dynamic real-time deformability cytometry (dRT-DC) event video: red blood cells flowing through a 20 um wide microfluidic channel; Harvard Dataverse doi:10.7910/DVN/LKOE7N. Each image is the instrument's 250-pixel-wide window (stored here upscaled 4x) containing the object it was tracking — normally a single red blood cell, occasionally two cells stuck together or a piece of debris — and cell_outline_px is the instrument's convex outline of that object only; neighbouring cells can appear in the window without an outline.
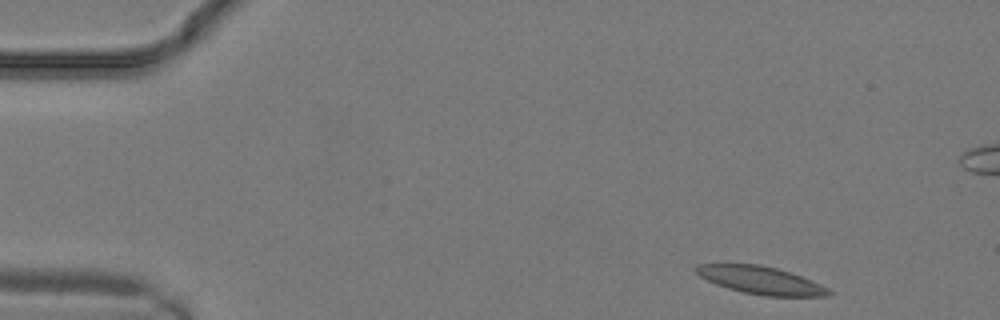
{"species": "common noctule bat (a hibernating species)", "species_latin": "Nyctalus noctula", "temperature_condition": "warm", "stored_images_in_passage": 9, "camera_frame_rate_fps": 3000, "um_per_image_px": 0.085, "animal": {"sex": "male", "body_mass_g": 19.2, "forearm_length_mm": 51.8}, "frame": {"image": 1, "passage_image": 1, "time_ms": 0.0, "image_size_px": [1000, 320], "cell_outline_px": [[832, 296], [764, 296], [744, 292], [728, 288], [716, 284], [700, 276], [692, 268], [696, 264], [760, 264], [776, 268], [812, 280], [828, 288], [832, 292]], "centroid_in_image_um": [64.66, 23.82], "position_along_channel_um": 20.3, "area_um2": 21.33}}
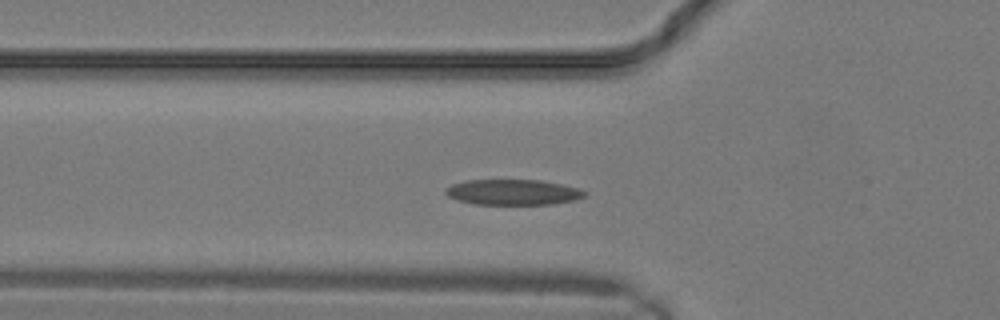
{"frame": {"image": 2, "passage_image": 7, "time_ms": 2.0, "image_size_px": [1000, 320], "cell_outline_px": [[588, 196], [576, 200], [552, 204], [476, 204], [456, 200], [448, 196], [444, 192], [444, 188], [452, 184], [464, 180], [540, 180], [560, 184], [576, 188], [588, 192]], "centroid_in_image_um": [43.59, 16.34], "position_along_channel_um": 82.2, "area_um2": 20.81}}
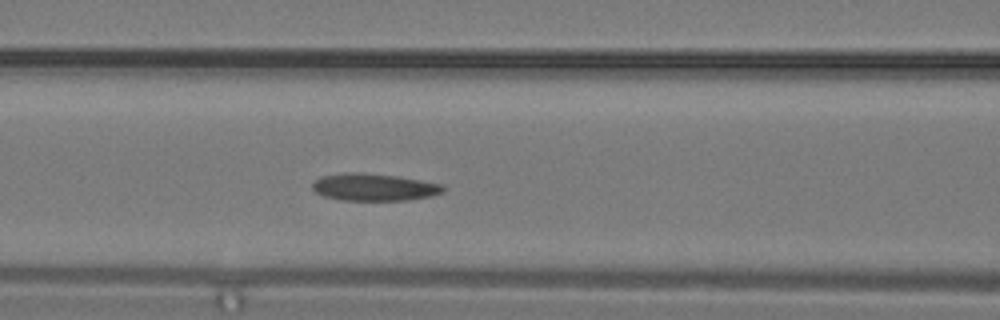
{"frame": {"image": 3, "passage_image": 9, "time_ms": 2.667, "image_size_px": [1000, 320], "cell_outline_px": [[444, 192], [432, 196], [404, 200], [344, 200], [324, 196], [316, 192], [312, 188], [312, 180], [320, 176], [344, 172], [364, 172], [400, 176], [440, 184], [444, 188]], "centroid_in_image_um": [31.75, 15.89], "position_along_channel_um": 134.9, "area_um2": 20.92}}